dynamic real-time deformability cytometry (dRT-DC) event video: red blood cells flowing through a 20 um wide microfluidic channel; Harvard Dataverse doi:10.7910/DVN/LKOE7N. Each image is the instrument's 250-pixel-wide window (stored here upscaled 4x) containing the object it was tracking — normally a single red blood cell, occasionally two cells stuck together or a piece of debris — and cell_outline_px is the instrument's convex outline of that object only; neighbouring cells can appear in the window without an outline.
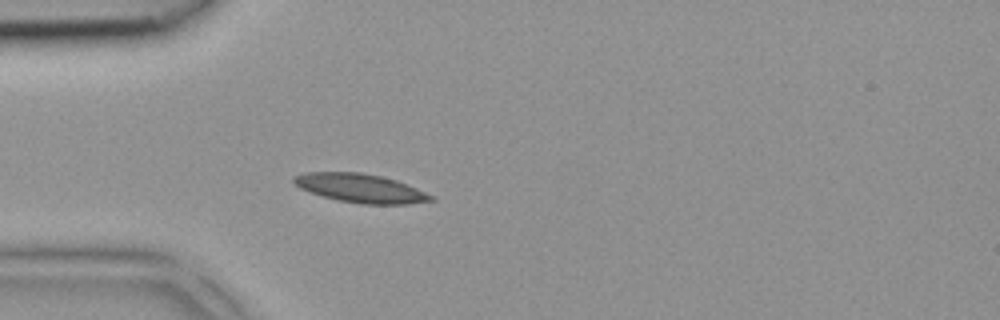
{"species": "common noctule bat (a hibernating species)", "species_latin": "Nyctalus noctula", "temperature_condition": "room temperature", "stored_images_in_passage": 1, "camera_frame_rate_fps": 3000, "um_per_image_px": 0.085, "animal": {"sex": "female", "body_mass_g": 18.4}, "frame": {"image": 1, "passage_image": 1, "time_ms": 0.0, "image_size_px": [1000, 320], "cell_outline_px": [[436, 200], [408, 204], [360, 204], [340, 200], [324, 196], [300, 188], [292, 180], [296, 176], [308, 172], [360, 172], [380, 176], [396, 180], [436, 196]], "centroid_in_image_um": [30.71, 16.0], "position_along_channel_um": 54.3, "area_um2": 22.72}}